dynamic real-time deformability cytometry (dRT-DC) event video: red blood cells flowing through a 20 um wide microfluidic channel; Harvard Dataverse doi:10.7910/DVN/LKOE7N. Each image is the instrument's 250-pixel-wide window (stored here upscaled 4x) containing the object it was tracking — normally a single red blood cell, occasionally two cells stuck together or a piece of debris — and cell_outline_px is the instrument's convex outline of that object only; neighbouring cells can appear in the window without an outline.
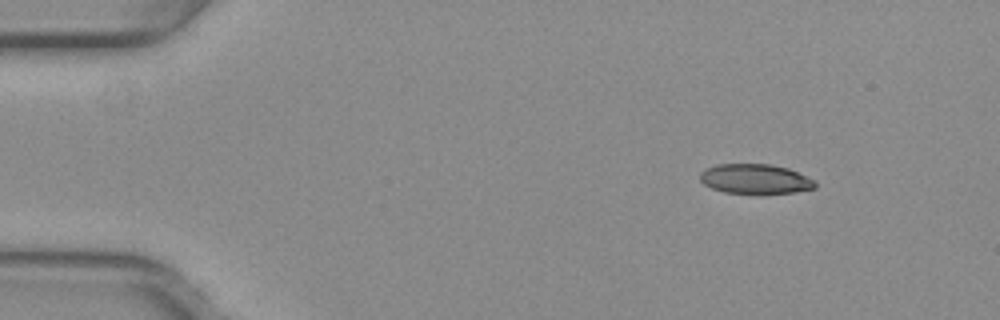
{"species": "common noctule bat (a hibernating species)", "species_latin": "Nyctalus noctula", "temperature_condition": "warm", "stored_images_in_passage": 47, "camera_frame_rate_fps": 3000, "um_per_image_px": 0.085, "animal": {"sex": "female", "body_mass_g": 29.2, "forearm_length_mm": 56.3}, "frame": {"image": 1, "passage_image": 1, "time_ms": 0.0, "image_size_px": [1000, 320], "cell_outline_px": [[816, 188], [792, 192], [724, 192], [712, 188], [704, 184], [700, 180], [700, 172], [716, 164], [768, 164], [788, 168], [816, 180]], "centroid_in_image_um": [64.2, 15.19], "position_along_channel_um": 20.8, "area_um2": 19.54}}
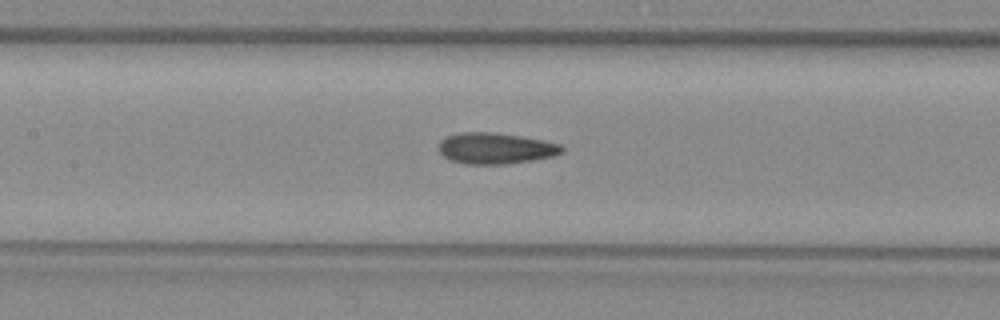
{"frame": {"image": 2, "passage_image": 19, "time_ms": 6.0, "image_size_px": [1000, 320], "cell_outline_px": [[564, 152], [552, 156], [532, 160], [508, 164], [468, 164], [452, 160], [444, 156], [436, 148], [440, 140], [448, 136], [460, 132], [492, 132], [520, 136], [544, 140], [560, 144], [564, 148]], "centroid_in_image_um": [42.11, 12.6], "position_along_channel_um": 165.3, "area_um2": 22.37}}
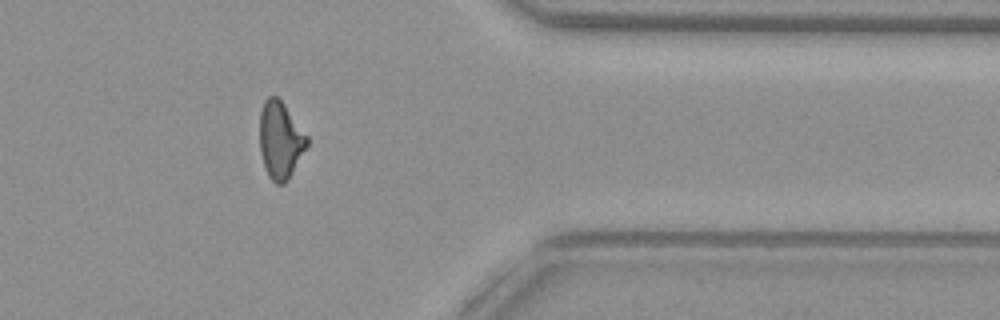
{"frame": {"image": 3, "passage_image": 37, "time_ms": 12.0, "image_size_px": [1000, 320], "cell_outline_px": [[308, 144], [288, 180], [284, 184], [276, 184], [268, 176], [260, 152], [260, 112], [264, 100], [268, 96], [276, 96], [284, 104], [308, 136]], "centroid_in_image_um": [23.82, 11.91], "position_along_channel_um": 387.6, "area_um2": 21.15}, "authors_computed_cell_mechanics": {"area_um2": 21.675, "velocity_mm_per_s": 3.9875, "shape_relaxation_time_tau1_ms": null, "shape_relaxation_time_tau2_ms": 2.4718, "deformation_change_tau1": null, "deformation_change_tau2": 0.1023}}